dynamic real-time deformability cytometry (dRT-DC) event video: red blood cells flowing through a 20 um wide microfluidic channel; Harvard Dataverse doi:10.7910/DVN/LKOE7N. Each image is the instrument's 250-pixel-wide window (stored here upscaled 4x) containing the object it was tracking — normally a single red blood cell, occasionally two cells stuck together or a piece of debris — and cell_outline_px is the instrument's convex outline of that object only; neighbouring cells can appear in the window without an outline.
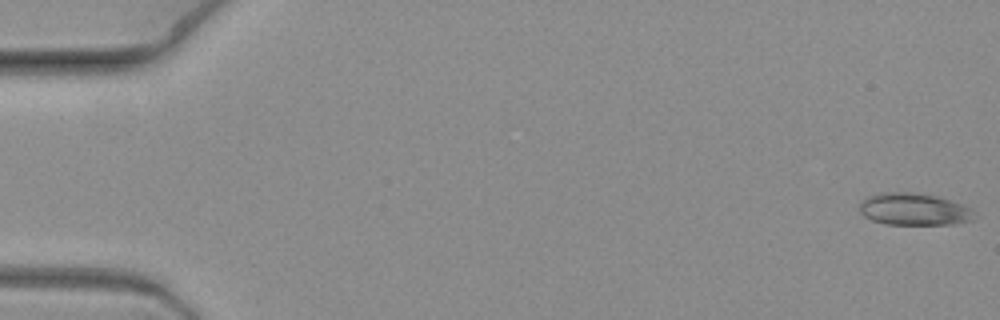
{"species": "common noctule bat (a hibernating species)", "species_latin": "Nyctalus noctula", "temperature_condition": "warm", "stored_images_in_passage": 9, "camera_frame_rate_fps": 3000, "um_per_image_px": 0.085, "animal": {"sex": "female", "body_mass_g": 19.3, "forearm_length_mm": 54.1}, "frame": {"image": 1, "passage_image": 1, "time_ms": 0.0, "image_size_px": [1000, 320], "cell_outline_px": [[972, 220], [952, 224], [884, 224], [872, 220], [864, 216], [860, 212], [860, 204], [864, 196], [880, 192], [912, 192], [936, 196], [960, 204], [968, 208]], "centroid_in_image_um": [77.55, 17.77], "position_along_channel_um": 7.4, "area_um2": 21.15}}
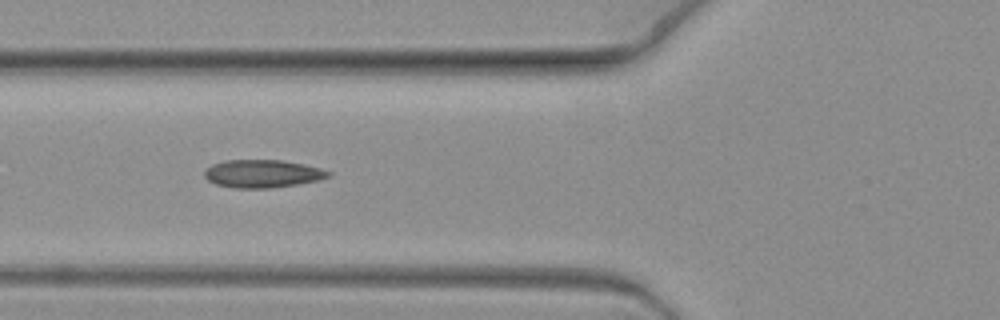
{"frame": {"image": 2, "passage_image": 8, "time_ms": 2.333, "image_size_px": [1000, 320], "cell_outline_px": [[332, 172], [328, 176], [316, 180], [296, 184], [272, 188], [232, 188], [216, 184], [208, 180], [204, 176], [204, 172], [212, 164], [224, 160], [280, 160], [304, 164], [320, 168]], "centroid_in_image_um": [22.27, 14.76], "position_along_channel_um": 103.5, "area_um2": 20.0}}
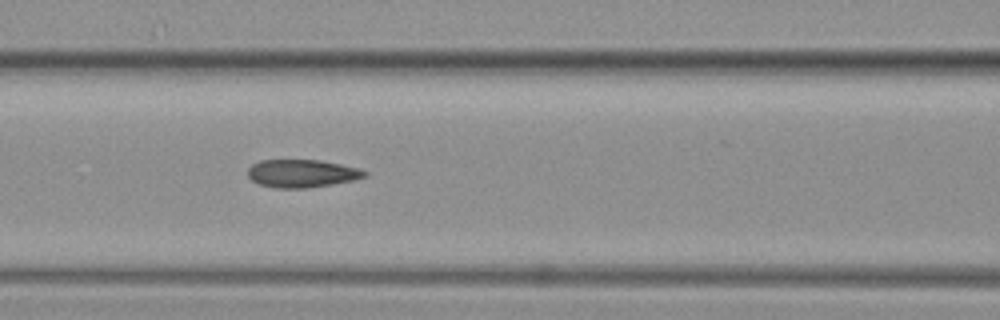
{"frame": {"image": 3, "passage_image": 9, "time_ms": 2.667, "image_size_px": [1000, 320], "cell_outline_px": [[368, 176], [352, 180], [332, 184], [308, 188], [276, 188], [260, 184], [252, 180], [248, 176], [248, 168], [252, 164], [260, 160], [320, 160], [340, 164], [356, 168], [368, 172]], "centroid_in_image_um": [25.65, 14.74], "position_along_channel_um": 141.0, "area_um2": 18.9}}